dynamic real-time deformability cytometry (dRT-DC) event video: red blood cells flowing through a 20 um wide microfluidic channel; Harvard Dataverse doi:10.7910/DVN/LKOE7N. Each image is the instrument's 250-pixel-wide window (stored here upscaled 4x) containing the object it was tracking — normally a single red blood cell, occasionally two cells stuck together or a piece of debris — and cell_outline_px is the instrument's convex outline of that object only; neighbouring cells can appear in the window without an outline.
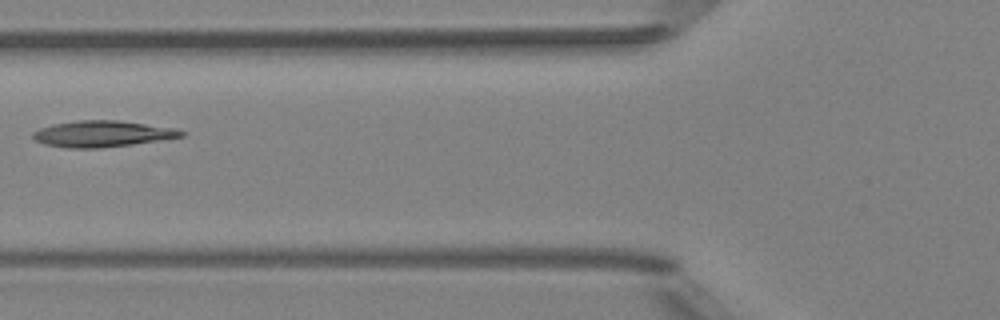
{"species": "Egyptian fruit bat (a non-hibernating species)", "species_latin": "Rousettus aegyptiacus", "temperature_condition": "room temperature", "stored_images_in_passage": 5, "camera_frame_rate_fps": 3000, "um_per_image_px": 0.085, "animal": {"sex": "female"}, "frame": {"image": 1, "passage_image": 5, "time_ms": 1.333, "image_size_px": [1000, 320], "cell_outline_px": [[188, 132], [184, 136], [132, 144], [100, 148], [64, 148], [44, 144], [36, 140], [32, 136], [32, 132], [40, 128], [52, 124], [80, 120], [116, 120], [176, 128]], "centroid_in_image_um": [8.69, 11.37], "position_along_channel_um": 117.1, "area_um2": 22.66}}